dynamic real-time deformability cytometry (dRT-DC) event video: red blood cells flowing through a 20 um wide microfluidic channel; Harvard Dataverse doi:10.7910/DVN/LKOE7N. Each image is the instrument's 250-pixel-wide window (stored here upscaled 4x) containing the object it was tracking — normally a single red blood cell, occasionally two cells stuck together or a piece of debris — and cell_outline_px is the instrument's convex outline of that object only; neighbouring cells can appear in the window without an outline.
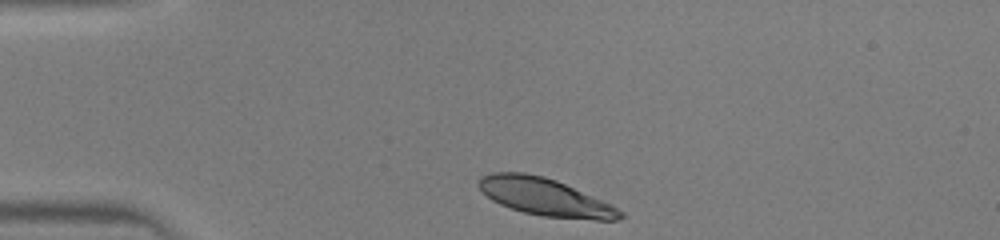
{"species": "human", "species_latin": "Homo sapiens", "temperature_condition": "warm", "stored_images_in_passage": 31, "camera_frame_rate_fps": 3000, "um_per_image_px": 0.085, "donor": {"sex": "male"}, "frame": {"image": 1, "passage_image": 1, "time_ms": 0.0, "image_size_px": [1000, 240], "cell_outline_px": [[624, 216], [616, 220], [596, 220], [544, 216], [524, 212], [500, 204], [492, 200], [476, 184], [480, 176], [492, 172], [524, 172], [544, 176], [556, 180], [600, 200], [624, 212]], "centroid_in_image_um": [46.28, 16.73], "position_along_channel_um": 38.7, "area_um2": 30.4}}
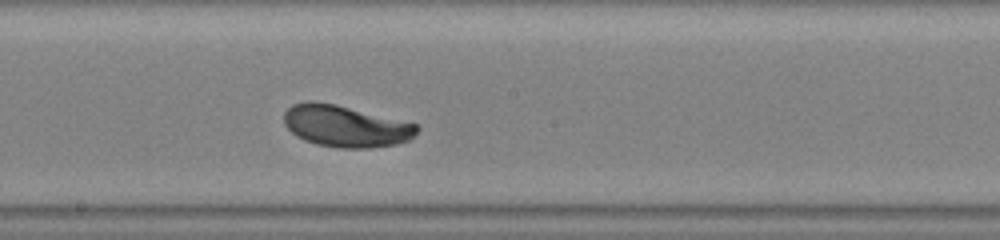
{"frame": {"image": 2, "passage_image": 16, "time_ms": 5.0, "image_size_px": [1000, 240], "cell_outline_px": [[420, 128], [408, 140], [396, 144], [372, 148], [340, 148], [316, 144], [304, 140], [296, 136], [284, 124], [284, 112], [292, 104], [308, 100], [316, 100], [336, 104], [416, 124]], "centroid_in_image_um": [29.32, 10.71], "position_along_channel_um": 218.9, "area_um2": 32.25}}
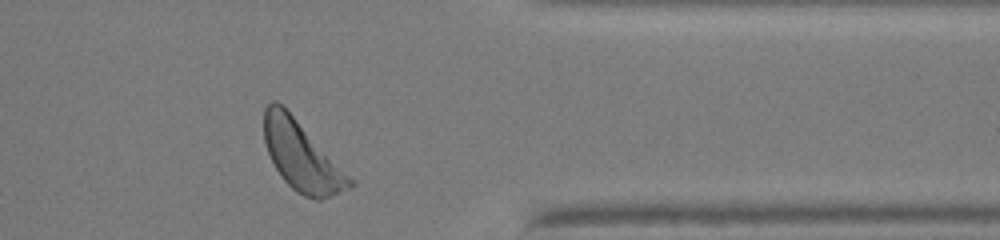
{"frame": {"image": 3, "passage_image": 28, "time_ms": 9.0, "image_size_px": [1000, 240], "cell_outline_px": [[356, 184], [348, 188], [320, 200], [316, 200], [304, 196], [296, 192], [284, 180], [276, 168], [268, 152], [264, 140], [264, 108], [272, 100], [276, 100], [356, 180]], "centroid_in_image_um": [25.67, 13.31], "position_along_channel_um": 385.7, "area_um2": 33.99}}